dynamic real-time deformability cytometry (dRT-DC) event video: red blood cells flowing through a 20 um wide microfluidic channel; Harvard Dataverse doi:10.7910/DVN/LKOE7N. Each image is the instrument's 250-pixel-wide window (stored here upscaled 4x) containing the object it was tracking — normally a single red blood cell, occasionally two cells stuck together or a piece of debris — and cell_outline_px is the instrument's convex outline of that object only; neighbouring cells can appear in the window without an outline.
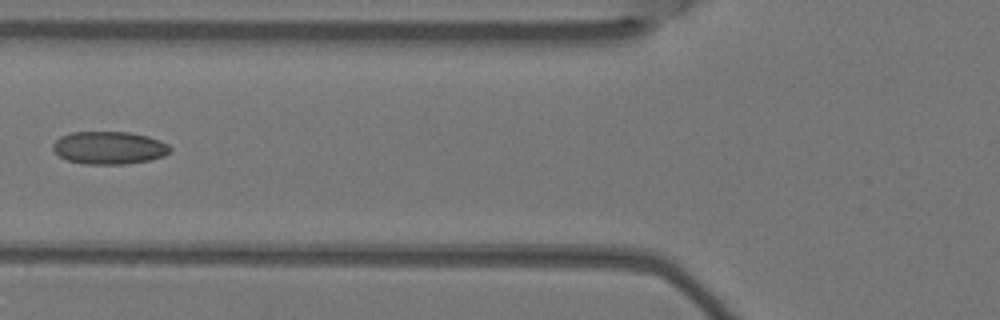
{"species": "Egyptian fruit bat (a non-hibernating species)", "species_latin": "Rousettus aegyptiacus", "temperature_condition": "warm", "stored_images_in_passage": 4, "camera_frame_rate_fps": 3000, "um_per_image_px": 0.085, "animal": {"sex": "female"}, "frame": {"image": 1, "passage_image": 4, "time_ms": 1.0, "image_size_px": [1000, 320], "cell_outline_px": [[172, 148], [164, 156], [152, 160], [128, 164], [84, 164], [68, 160], [60, 156], [52, 148], [52, 144], [60, 136], [72, 132], [128, 132], [148, 136], [160, 140], [168, 144]], "centroid_in_image_um": [9.3, 12.56], "position_along_channel_um": 116.5, "area_um2": 22.48}}